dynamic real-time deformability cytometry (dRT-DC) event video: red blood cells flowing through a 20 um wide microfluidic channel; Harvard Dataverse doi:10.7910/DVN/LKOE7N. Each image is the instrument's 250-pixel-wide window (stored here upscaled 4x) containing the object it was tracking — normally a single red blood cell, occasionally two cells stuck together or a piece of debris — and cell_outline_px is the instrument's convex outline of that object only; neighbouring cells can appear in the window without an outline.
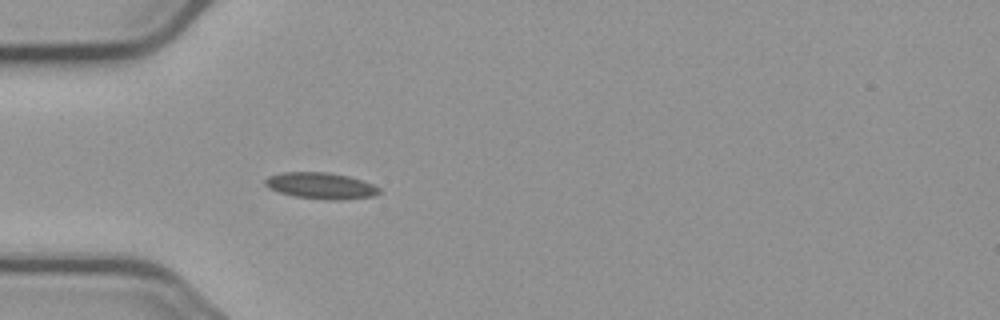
{"species": "common noctule bat (a hibernating species)", "species_latin": "Nyctalus noctula", "temperature_condition": "cold", "stored_images_in_passage": 1, "camera_frame_rate_fps": 3000, "um_per_image_px": 0.085, "animal": {"sex": "male", "body_mass_g": 23.1, "forearm_length_mm": 52.7}, "frame": {"image": 1, "passage_image": 1, "time_ms": 0.0, "image_size_px": [1000, 320], "cell_outline_px": [[380, 192], [372, 196], [340, 200], [328, 200], [296, 196], [280, 192], [268, 188], [264, 184], [264, 180], [268, 176], [284, 172], [328, 172], [348, 176], [372, 184], [380, 188]], "centroid_in_image_um": [27.25, 15.78], "position_along_channel_um": 57.8, "area_um2": 17.34}}